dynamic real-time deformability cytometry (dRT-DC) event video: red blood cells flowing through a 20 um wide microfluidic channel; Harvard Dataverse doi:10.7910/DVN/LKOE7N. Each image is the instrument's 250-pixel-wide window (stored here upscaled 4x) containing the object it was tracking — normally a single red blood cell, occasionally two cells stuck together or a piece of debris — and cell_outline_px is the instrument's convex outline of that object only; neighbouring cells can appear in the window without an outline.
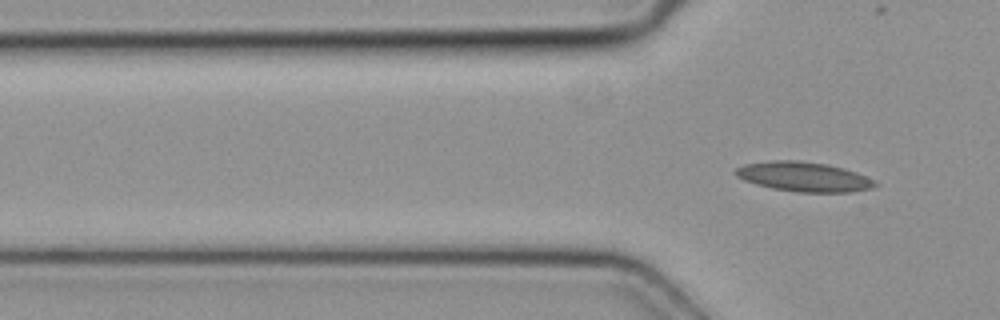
{"species": "common noctule bat (a hibernating species)", "species_latin": "Nyctalus noctula", "temperature_condition": "cold", "stored_images_in_passage": 6, "camera_frame_rate_fps": 3000, "um_per_image_px": 0.085, "animal": {"sex": "female", "body_mass_g": 19.3, "forearm_length_mm": 54.1}, "frame": {"image": 1, "passage_image": 6, "time_ms": 1.667, "image_size_px": [1000, 320], "cell_outline_px": [[880, 184], [872, 188], [852, 192], [796, 192], [772, 188], [756, 184], [744, 180], [736, 176], [732, 172], [736, 168], [744, 164], [768, 160], [796, 160], [828, 164], [844, 168], [856, 172], [876, 180]], "centroid_in_image_um": [68.33, 15.02], "position_along_channel_um": 57.5, "area_um2": 24.39}}